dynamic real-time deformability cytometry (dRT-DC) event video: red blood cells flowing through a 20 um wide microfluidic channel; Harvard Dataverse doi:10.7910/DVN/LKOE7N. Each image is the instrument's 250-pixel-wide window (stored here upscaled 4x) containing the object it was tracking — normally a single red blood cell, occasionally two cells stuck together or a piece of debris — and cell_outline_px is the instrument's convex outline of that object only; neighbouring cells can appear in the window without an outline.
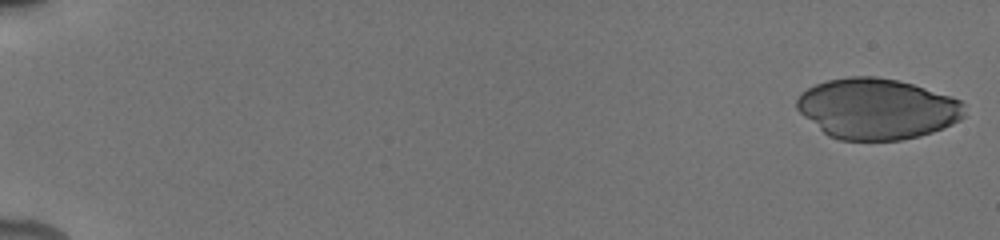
{"species": "human", "species_latin": "Homo sapiens", "temperature_condition": "cold", "stored_images_in_passage": 48, "camera_frame_rate_fps": 3000, "um_per_image_px": 0.085, "donor": {"sex": "male"}, "frame": {"image": 1, "passage_image": 1, "time_ms": 0.0, "image_size_px": [1000, 240], "cell_outline_px": [[964, 116], [960, 120], [944, 128], [920, 136], [900, 140], [840, 140], [828, 136], [804, 116], [796, 108], [796, 100], [800, 92], [816, 84], [828, 80], [848, 76], [876, 76], [896, 80], [912, 84], [952, 96], [960, 100], [964, 104]], "centroid_in_image_um": [74.54, 9.24], "position_along_channel_um": 10.5, "area_um2": 59.48}}